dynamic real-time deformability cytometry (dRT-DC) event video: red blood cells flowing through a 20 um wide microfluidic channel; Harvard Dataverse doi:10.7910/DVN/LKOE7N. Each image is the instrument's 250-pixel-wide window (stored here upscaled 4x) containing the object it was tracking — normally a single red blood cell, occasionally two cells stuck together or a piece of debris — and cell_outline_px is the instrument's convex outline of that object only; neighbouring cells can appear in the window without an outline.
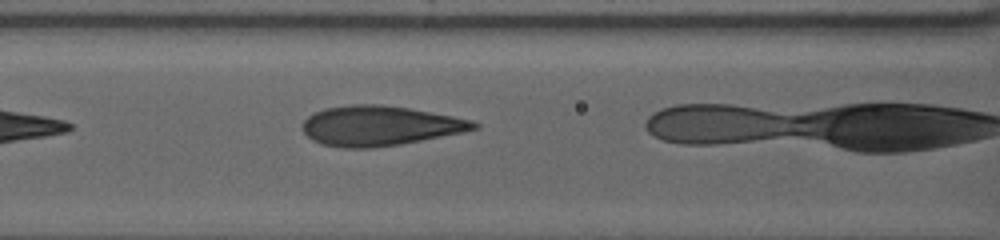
{"species": "human", "species_latin": "Homo sapiens", "temperature_condition": "warm", "stored_images_in_passage": 10, "camera_frame_rate_fps": 3000, "um_per_image_px": 0.085, "donor": {"sex": "female"}, "frame": {"image": 1, "passage_image": 5, "time_ms": 1.333, "image_size_px": [1000, 240], "cell_outline_px": [[480, 128], [400, 144], [372, 148], [344, 148], [324, 144], [312, 140], [304, 132], [304, 120], [308, 116], [324, 108], [352, 104], [380, 104], [408, 108], [452, 116], [468, 120], [480, 124]], "centroid_in_image_um": [32.24, 10.69], "position_along_channel_um": 134.4, "area_um2": 39.25}}
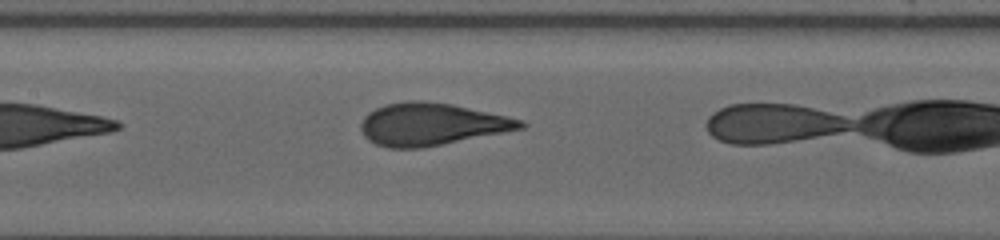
{"frame": {"image": 2, "passage_image": 9, "time_ms": 2.667, "image_size_px": [1000, 240], "cell_outline_px": [[528, 124], [524, 128], [424, 148], [388, 148], [376, 144], [368, 140], [364, 136], [360, 128], [360, 124], [364, 116], [368, 112], [384, 104], [408, 100], [420, 100], [452, 104], [504, 116], [520, 120]], "centroid_in_image_um": [36.61, 10.56], "position_along_channel_um": 170.8, "area_um2": 39.3}}